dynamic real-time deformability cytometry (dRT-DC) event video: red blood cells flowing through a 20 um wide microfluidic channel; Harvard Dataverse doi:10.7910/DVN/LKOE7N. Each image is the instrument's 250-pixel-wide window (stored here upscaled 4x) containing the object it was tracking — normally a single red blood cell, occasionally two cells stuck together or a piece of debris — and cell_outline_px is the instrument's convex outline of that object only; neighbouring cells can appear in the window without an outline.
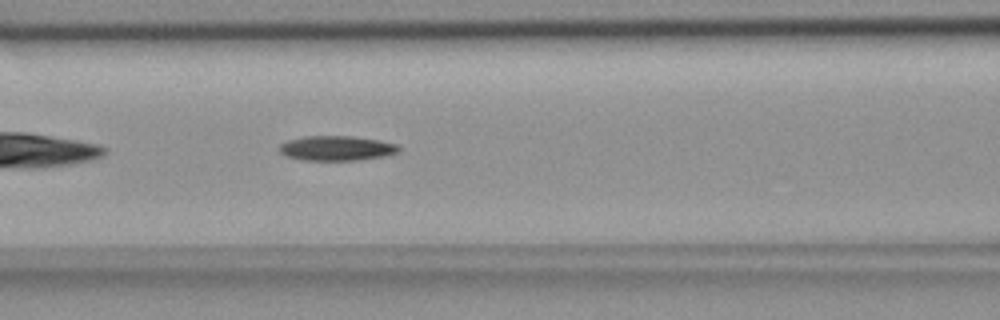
{"species": "common noctule bat (a hibernating species)", "species_latin": "Nyctalus noctula", "temperature_condition": "room temperature", "stored_images_in_passage": 41, "camera_frame_rate_fps": 3000, "um_per_image_px": 0.085, "animal": {"sex": "female", "body_mass_g": 18.4}, "frame": {"image": 1, "passage_image": 8, "time_ms": 2.333, "image_size_px": [1000, 320], "cell_outline_px": [[400, 152], [384, 156], [360, 160], [300, 160], [288, 156], [280, 152], [280, 144], [288, 140], [304, 136], [352, 136], [380, 140], [396, 144], [400, 148]], "centroid_in_image_um": [28.63, 12.6], "position_along_channel_um": 138.0, "area_um2": 17.28}}
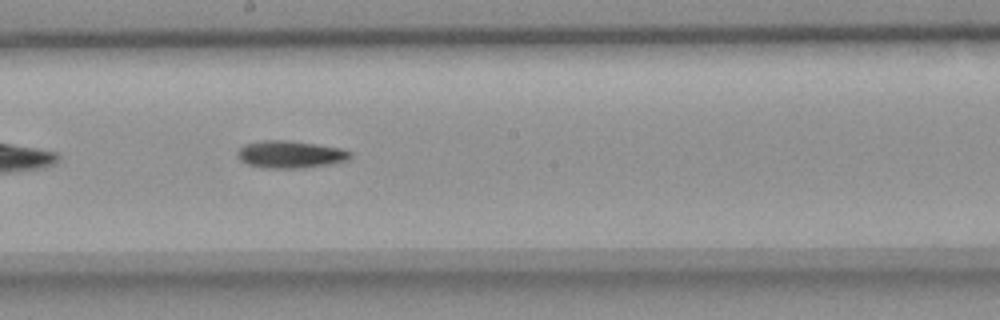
{"frame": {"image": 2, "passage_image": 15, "time_ms": 4.667, "image_size_px": [1000, 320], "cell_outline_px": [[352, 156], [344, 160], [328, 164], [304, 168], [264, 168], [248, 164], [240, 160], [236, 156], [236, 152], [244, 144], [260, 140], [288, 140], [316, 144], [340, 148], [352, 152]], "centroid_in_image_um": [24.62, 13.11], "position_along_channel_um": 223.6, "area_um2": 17.98}}
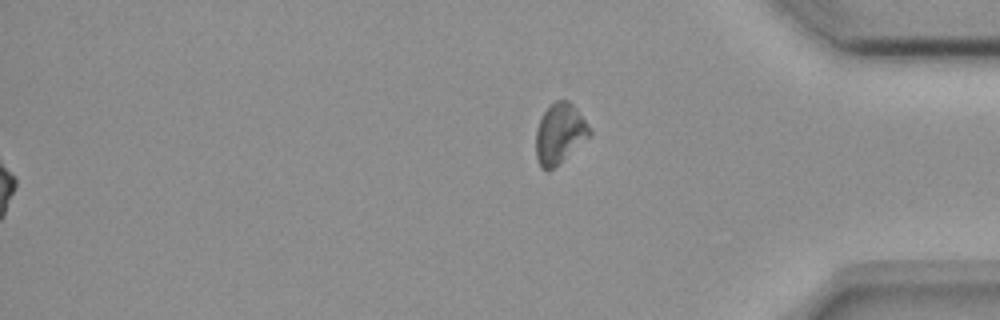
{"frame": {"image": 3, "passage_image": 41, "time_ms": 13.333, "image_size_px": [1000, 320], "cell_outline_px": [[592, 136], [560, 164], [552, 168], [540, 168], [536, 160], [536, 128], [544, 112], [556, 100], [568, 100], [576, 108], [592, 132]], "centroid_in_image_um": [47.59, 11.38], "position_along_channel_um": 387.6, "area_um2": 18.9}, "authors_computed_cell_mechanics": {"area_um2": 16.8198, "velocity_mm_per_s": 3.6837, "shape_relaxation_time_tau1_ms": 5.7758, "shape_relaxation_time_tau2_ms": null, "deformation_change_tau1": 0.1791, "deformation_change_tau2": null}}